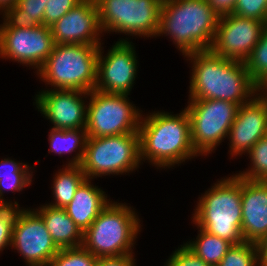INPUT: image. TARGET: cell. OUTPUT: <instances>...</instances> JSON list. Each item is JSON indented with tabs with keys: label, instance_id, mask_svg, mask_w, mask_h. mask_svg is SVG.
Instances as JSON below:
<instances>
[{
	"label": "cell",
	"instance_id": "obj_7",
	"mask_svg": "<svg viewBox=\"0 0 267 266\" xmlns=\"http://www.w3.org/2000/svg\"><path fill=\"white\" fill-rule=\"evenodd\" d=\"M140 163L139 133H128L87 138L80 166L92 181L97 176L132 172Z\"/></svg>",
	"mask_w": 267,
	"mask_h": 266
},
{
	"label": "cell",
	"instance_id": "obj_12",
	"mask_svg": "<svg viewBox=\"0 0 267 266\" xmlns=\"http://www.w3.org/2000/svg\"><path fill=\"white\" fill-rule=\"evenodd\" d=\"M54 46L51 27L0 28V57L32 66L36 71L52 53Z\"/></svg>",
	"mask_w": 267,
	"mask_h": 266
},
{
	"label": "cell",
	"instance_id": "obj_32",
	"mask_svg": "<svg viewBox=\"0 0 267 266\" xmlns=\"http://www.w3.org/2000/svg\"><path fill=\"white\" fill-rule=\"evenodd\" d=\"M180 246L170 255L164 266H212L205 263L185 244Z\"/></svg>",
	"mask_w": 267,
	"mask_h": 266
},
{
	"label": "cell",
	"instance_id": "obj_31",
	"mask_svg": "<svg viewBox=\"0 0 267 266\" xmlns=\"http://www.w3.org/2000/svg\"><path fill=\"white\" fill-rule=\"evenodd\" d=\"M33 175H7L0 176V202L6 203L9 207H19L18 202H8L3 199L4 191L20 192L23 188L31 185Z\"/></svg>",
	"mask_w": 267,
	"mask_h": 266
},
{
	"label": "cell",
	"instance_id": "obj_37",
	"mask_svg": "<svg viewBox=\"0 0 267 266\" xmlns=\"http://www.w3.org/2000/svg\"><path fill=\"white\" fill-rule=\"evenodd\" d=\"M256 244L260 266H267V234Z\"/></svg>",
	"mask_w": 267,
	"mask_h": 266
},
{
	"label": "cell",
	"instance_id": "obj_22",
	"mask_svg": "<svg viewBox=\"0 0 267 266\" xmlns=\"http://www.w3.org/2000/svg\"><path fill=\"white\" fill-rule=\"evenodd\" d=\"M48 140L50 143L48 152L62 155L78 150L77 154L72 157V160L67 165H81L87 140L85 129L62 130L51 128Z\"/></svg>",
	"mask_w": 267,
	"mask_h": 266
},
{
	"label": "cell",
	"instance_id": "obj_41",
	"mask_svg": "<svg viewBox=\"0 0 267 266\" xmlns=\"http://www.w3.org/2000/svg\"><path fill=\"white\" fill-rule=\"evenodd\" d=\"M267 105V97H261Z\"/></svg>",
	"mask_w": 267,
	"mask_h": 266
},
{
	"label": "cell",
	"instance_id": "obj_36",
	"mask_svg": "<svg viewBox=\"0 0 267 266\" xmlns=\"http://www.w3.org/2000/svg\"><path fill=\"white\" fill-rule=\"evenodd\" d=\"M219 15L231 13L237 0H207Z\"/></svg>",
	"mask_w": 267,
	"mask_h": 266
},
{
	"label": "cell",
	"instance_id": "obj_13",
	"mask_svg": "<svg viewBox=\"0 0 267 266\" xmlns=\"http://www.w3.org/2000/svg\"><path fill=\"white\" fill-rule=\"evenodd\" d=\"M267 24L233 13L219 17L211 51L226 59L245 62L259 42Z\"/></svg>",
	"mask_w": 267,
	"mask_h": 266
},
{
	"label": "cell",
	"instance_id": "obj_39",
	"mask_svg": "<svg viewBox=\"0 0 267 266\" xmlns=\"http://www.w3.org/2000/svg\"><path fill=\"white\" fill-rule=\"evenodd\" d=\"M18 0H0V11L3 12L5 9L14 6Z\"/></svg>",
	"mask_w": 267,
	"mask_h": 266
},
{
	"label": "cell",
	"instance_id": "obj_25",
	"mask_svg": "<svg viewBox=\"0 0 267 266\" xmlns=\"http://www.w3.org/2000/svg\"><path fill=\"white\" fill-rule=\"evenodd\" d=\"M217 266H260L257 244L244 241L232 245Z\"/></svg>",
	"mask_w": 267,
	"mask_h": 266
},
{
	"label": "cell",
	"instance_id": "obj_29",
	"mask_svg": "<svg viewBox=\"0 0 267 266\" xmlns=\"http://www.w3.org/2000/svg\"><path fill=\"white\" fill-rule=\"evenodd\" d=\"M231 13L267 24V0H237Z\"/></svg>",
	"mask_w": 267,
	"mask_h": 266
},
{
	"label": "cell",
	"instance_id": "obj_5",
	"mask_svg": "<svg viewBox=\"0 0 267 266\" xmlns=\"http://www.w3.org/2000/svg\"><path fill=\"white\" fill-rule=\"evenodd\" d=\"M140 226L130 206L110 201L83 233L82 246L97 258L133 255Z\"/></svg>",
	"mask_w": 267,
	"mask_h": 266
},
{
	"label": "cell",
	"instance_id": "obj_21",
	"mask_svg": "<svg viewBox=\"0 0 267 266\" xmlns=\"http://www.w3.org/2000/svg\"><path fill=\"white\" fill-rule=\"evenodd\" d=\"M48 0H18L5 9L0 28H31L44 25V12Z\"/></svg>",
	"mask_w": 267,
	"mask_h": 266
},
{
	"label": "cell",
	"instance_id": "obj_11",
	"mask_svg": "<svg viewBox=\"0 0 267 266\" xmlns=\"http://www.w3.org/2000/svg\"><path fill=\"white\" fill-rule=\"evenodd\" d=\"M11 248L23 256L28 266H47L60 250L35 209L20 207L13 222Z\"/></svg>",
	"mask_w": 267,
	"mask_h": 266
},
{
	"label": "cell",
	"instance_id": "obj_20",
	"mask_svg": "<svg viewBox=\"0 0 267 266\" xmlns=\"http://www.w3.org/2000/svg\"><path fill=\"white\" fill-rule=\"evenodd\" d=\"M36 210L42 217L45 227L59 249L82 246L83 232L68 216L64 208L53 207L46 204Z\"/></svg>",
	"mask_w": 267,
	"mask_h": 266
},
{
	"label": "cell",
	"instance_id": "obj_1",
	"mask_svg": "<svg viewBox=\"0 0 267 266\" xmlns=\"http://www.w3.org/2000/svg\"><path fill=\"white\" fill-rule=\"evenodd\" d=\"M191 60L189 100L220 99L239 106L257 94V84L251 79L245 63L226 59L211 50L189 53Z\"/></svg>",
	"mask_w": 267,
	"mask_h": 266
},
{
	"label": "cell",
	"instance_id": "obj_16",
	"mask_svg": "<svg viewBox=\"0 0 267 266\" xmlns=\"http://www.w3.org/2000/svg\"><path fill=\"white\" fill-rule=\"evenodd\" d=\"M55 44L101 45L95 0H83L51 26Z\"/></svg>",
	"mask_w": 267,
	"mask_h": 266
},
{
	"label": "cell",
	"instance_id": "obj_35",
	"mask_svg": "<svg viewBox=\"0 0 267 266\" xmlns=\"http://www.w3.org/2000/svg\"><path fill=\"white\" fill-rule=\"evenodd\" d=\"M96 266H136L134 255L98 257Z\"/></svg>",
	"mask_w": 267,
	"mask_h": 266
},
{
	"label": "cell",
	"instance_id": "obj_26",
	"mask_svg": "<svg viewBox=\"0 0 267 266\" xmlns=\"http://www.w3.org/2000/svg\"><path fill=\"white\" fill-rule=\"evenodd\" d=\"M247 154L251 167L237 175L249 180L267 181V138L260 139Z\"/></svg>",
	"mask_w": 267,
	"mask_h": 266
},
{
	"label": "cell",
	"instance_id": "obj_24",
	"mask_svg": "<svg viewBox=\"0 0 267 266\" xmlns=\"http://www.w3.org/2000/svg\"><path fill=\"white\" fill-rule=\"evenodd\" d=\"M195 241L184 243L205 263L217 266L232 244L218 236L211 235L201 228Z\"/></svg>",
	"mask_w": 267,
	"mask_h": 266
},
{
	"label": "cell",
	"instance_id": "obj_28",
	"mask_svg": "<svg viewBox=\"0 0 267 266\" xmlns=\"http://www.w3.org/2000/svg\"><path fill=\"white\" fill-rule=\"evenodd\" d=\"M97 257L83 246L62 248L47 266H96Z\"/></svg>",
	"mask_w": 267,
	"mask_h": 266
},
{
	"label": "cell",
	"instance_id": "obj_9",
	"mask_svg": "<svg viewBox=\"0 0 267 266\" xmlns=\"http://www.w3.org/2000/svg\"><path fill=\"white\" fill-rule=\"evenodd\" d=\"M87 138L138 133L142 114L130 103L128 95L89 92Z\"/></svg>",
	"mask_w": 267,
	"mask_h": 266
},
{
	"label": "cell",
	"instance_id": "obj_14",
	"mask_svg": "<svg viewBox=\"0 0 267 266\" xmlns=\"http://www.w3.org/2000/svg\"><path fill=\"white\" fill-rule=\"evenodd\" d=\"M132 42L119 39L103 56L99 46L95 90L129 95L137 76V56Z\"/></svg>",
	"mask_w": 267,
	"mask_h": 266
},
{
	"label": "cell",
	"instance_id": "obj_4",
	"mask_svg": "<svg viewBox=\"0 0 267 266\" xmlns=\"http://www.w3.org/2000/svg\"><path fill=\"white\" fill-rule=\"evenodd\" d=\"M195 207L193 224L232 245L244 242L242 236L241 177L221 179L206 191Z\"/></svg>",
	"mask_w": 267,
	"mask_h": 266
},
{
	"label": "cell",
	"instance_id": "obj_3",
	"mask_svg": "<svg viewBox=\"0 0 267 266\" xmlns=\"http://www.w3.org/2000/svg\"><path fill=\"white\" fill-rule=\"evenodd\" d=\"M219 17L207 0H163L157 36H170L184 56L210 50Z\"/></svg>",
	"mask_w": 267,
	"mask_h": 266
},
{
	"label": "cell",
	"instance_id": "obj_19",
	"mask_svg": "<svg viewBox=\"0 0 267 266\" xmlns=\"http://www.w3.org/2000/svg\"><path fill=\"white\" fill-rule=\"evenodd\" d=\"M104 192L101 188L91 185L90 179H85L77 188L72 201L64 207L83 233L110 203Z\"/></svg>",
	"mask_w": 267,
	"mask_h": 266
},
{
	"label": "cell",
	"instance_id": "obj_15",
	"mask_svg": "<svg viewBox=\"0 0 267 266\" xmlns=\"http://www.w3.org/2000/svg\"><path fill=\"white\" fill-rule=\"evenodd\" d=\"M89 92L65 89L42 90L35 97L38 111L54 125V129H85L87 106L84 98ZM82 96V97H81ZM86 96V97H85Z\"/></svg>",
	"mask_w": 267,
	"mask_h": 266
},
{
	"label": "cell",
	"instance_id": "obj_6",
	"mask_svg": "<svg viewBox=\"0 0 267 266\" xmlns=\"http://www.w3.org/2000/svg\"><path fill=\"white\" fill-rule=\"evenodd\" d=\"M100 45L55 44L37 75L54 89L94 90Z\"/></svg>",
	"mask_w": 267,
	"mask_h": 266
},
{
	"label": "cell",
	"instance_id": "obj_40",
	"mask_svg": "<svg viewBox=\"0 0 267 266\" xmlns=\"http://www.w3.org/2000/svg\"><path fill=\"white\" fill-rule=\"evenodd\" d=\"M9 208L6 203H0V216Z\"/></svg>",
	"mask_w": 267,
	"mask_h": 266
},
{
	"label": "cell",
	"instance_id": "obj_17",
	"mask_svg": "<svg viewBox=\"0 0 267 266\" xmlns=\"http://www.w3.org/2000/svg\"><path fill=\"white\" fill-rule=\"evenodd\" d=\"M267 105L257 94L238 107L235 120L229 131L230 155L248 153L260 139L266 137Z\"/></svg>",
	"mask_w": 267,
	"mask_h": 266
},
{
	"label": "cell",
	"instance_id": "obj_23",
	"mask_svg": "<svg viewBox=\"0 0 267 266\" xmlns=\"http://www.w3.org/2000/svg\"><path fill=\"white\" fill-rule=\"evenodd\" d=\"M86 179L80 165H67L56 172L53 179L54 202L50 206L64 208L73 199L77 188Z\"/></svg>",
	"mask_w": 267,
	"mask_h": 266
},
{
	"label": "cell",
	"instance_id": "obj_30",
	"mask_svg": "<svg viewBox=\"0 0 267 266\" xmlns=\"http://www.w3.org/2000/svg\"><path fill=\"white\" fill-rule=\"evenodd\" d=\"M83 0H48L44 12V25L53 24Z\"/></svg>",
	"mask_w": 267,
	"mask_h": 266
},
{
	"label": "cell",
	"instance_id": "obj_2",
	"mask_svg": "<svg viewBox=\"0 0 267 266\" xmlns=\"http://www.w3.org/2000/svg\"><path fill=\"white\" fill-rule=\"evenodd\" d=\"M139 133L140 161L169 168L199 154L191 141L190 119L186 109L179 114L154 111L141 117Z\"/></svg>",
	"mask_w": 267,
	"mask_h": 266
},
{
	"label": "cell",
	"instance_id": "obj_38",
	"mask_svg": "<svg viewBox=\"0 0 267 266\" xmlns=\"http://www.w3.org/2000/svg\"><path fill=\"white\" fill-rule=\"evenodd\" d=\"M257 96L267 97V75L257 83Z\"/></svg>",
	"mask_w": 267,
	"mask_h": 266
},
{
	"label": "cell",
	"instance_id": "obj_34",
	"mask_svg": "<svg viewBox=\"0 0 267 266\" xmlns=\"http://www.w3.org/2000/svg\"><path fill=\"white\" fill-rule=\"evenodd\" d=\"M31 167L27 163L15 162L12 159L4 158L0 161V176L7 175H33ZM30 170V172H29Z\"/></svg>",
	"mask_w": 267,
	"mask_h": 266
},
{
	"label": "cell",
	"instance_id": "obj_10",
	"mask_svg": "<svg viewBox=\"0 0 267 266\" xmlns=\"http://www.w3.org/2000/svg\"><path fill=\"white\" fill-rule=\"evenodd\" d=\"M191 141L199 155L212 153L228 137L239 105L220 99L189 100Z\"/></svg>",
	"mask_w": 267,
	"mask_h": 266
},
{
	"label": "cell",
	"instance_id": "obj_18",
	"mask_svg": "<svg viewBox=\"0 0 267 266\" xmlns=\"http://www.w3.org/2000/svg\"><path fill=\"white\" fill-rule=\"evenodd\" d=\"M242 236L258 243L267 234V181L241 178Z\"/></svg>",
	"mask_w": 267,
	"mask_h": 266
},
{
	"label": "cell",
	"instance_id": "obj_8",
	"mask_svg": "<svg viewBox=\"0 0 267 266\" xmlns=\"http://www.w3.org/2000/svg\"><path fill=\"white\" fill-rule=\"evenodd\" d=\"M163 0H95L102 32L157 37Z\"/></svg>",
	"mask_w": 267,
	"mask_h": 266
},
{
	"label": "cell",
	"instance_id": "obj_27",
	"mask_svg": "<svg viewBox=\"0 0 267 266\" xmlns=\"http://www.w3.org/2000/svg\"><path fill=\"white\" fill-rule=\"evenodd\" d=\"M244 63L251 79L256 84L267 75V27Z\"/></svg>",
	"mask_w": 267,
	"mask_h": 266
},
{
	"label": "cell",
	"instance_id": "obj_33",
	"mask_svg": "<svg viewBox=\"0 0 267 266\" xmlns=\"http://www.w3.org/2000/svg\"><path fill=\"white\" fill-rule=\"evenodd\" d=\"M17 212V207H9L0 216V251H3L8 245L11 247L13 222Z\"/></svg>",
	"mask_w": 267,
	"mask_h": 266
}]
</instances>
